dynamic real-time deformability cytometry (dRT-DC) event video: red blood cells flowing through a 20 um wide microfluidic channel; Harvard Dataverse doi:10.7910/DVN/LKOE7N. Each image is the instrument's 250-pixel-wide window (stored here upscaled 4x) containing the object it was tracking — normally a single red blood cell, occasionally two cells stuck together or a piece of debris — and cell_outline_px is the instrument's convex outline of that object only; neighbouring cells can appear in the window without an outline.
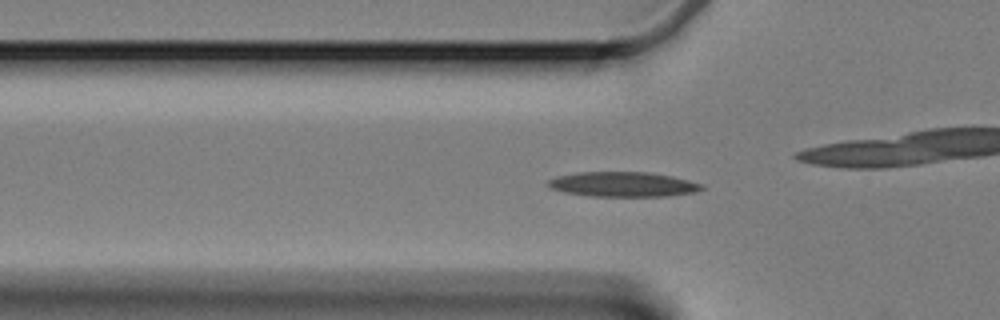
{"species": "Egyptian fruit bat (a non-hibernating species)", "species_latin": "Rousettus aegyptiacus", "temperature_condition": "cold", "stored_images_in_passage": 20, "camera_frame_rate_fps": 3000, "um_per_image_px": 0.085, "animal": {"sex": "female"}, "frame": {"image": 1, "passage_image": 19, "time_ms": 6.0, "image_size_px": [1000, 320], "cell_outline_px": [[704, 188], [696, 192], [668, 196], [592, 196], [564, 192], [552, 188], [544, 184], [548, 180], [556, 176], [576, 172], [648, 172], [672, 176], [704, 184]], "centroid_in_image_um": [52.95, 15.66], "position_along_channel_um": 72.9, "area_um2": 22.37}}